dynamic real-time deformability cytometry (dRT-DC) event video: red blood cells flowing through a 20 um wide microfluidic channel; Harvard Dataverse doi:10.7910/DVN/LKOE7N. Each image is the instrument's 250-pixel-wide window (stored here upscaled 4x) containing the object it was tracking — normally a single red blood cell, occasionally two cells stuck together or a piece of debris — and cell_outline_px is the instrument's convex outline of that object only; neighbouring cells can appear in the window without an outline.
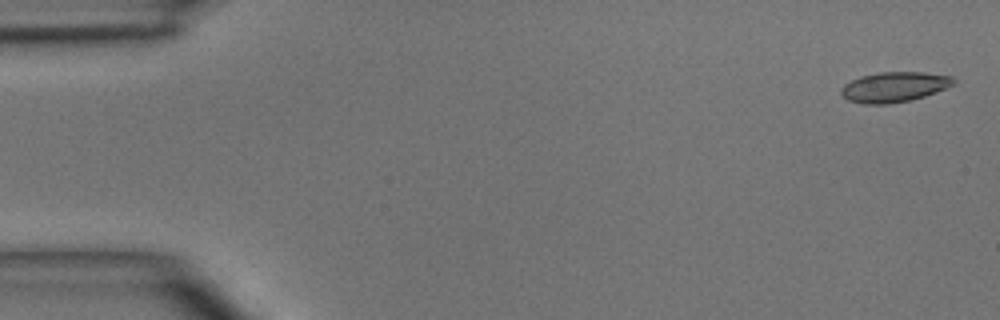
{"species": "common noctule bat (a hibernating species)", "species_latin": "Nyctalus noctula", "temperature_condition": "room temperature", "stored_images_in_passage": 3, "camera_frame_rate_fps": 3000, "um_per_image_px": 0.085, "animal": {"sex": "male", "body_mass_g": 15.6}, "frame": {"image": 1, "passage_image": 1, "time_ms": 0.0, "image_size_px": [1000, 320], "cell_outline_px": [[956, 84], [936, 92], [912, 100], [888, 104], [864, 104], [848, 100], [840, 92], [840, 88], [844, 84], [860, 76], [880, 72], [924, 72], [952, 76], [956, 80]], "centroid_in_image_um": [76.03, 7.39], "position_along_channel_um": 9.0, "area_um2": 19.88}}